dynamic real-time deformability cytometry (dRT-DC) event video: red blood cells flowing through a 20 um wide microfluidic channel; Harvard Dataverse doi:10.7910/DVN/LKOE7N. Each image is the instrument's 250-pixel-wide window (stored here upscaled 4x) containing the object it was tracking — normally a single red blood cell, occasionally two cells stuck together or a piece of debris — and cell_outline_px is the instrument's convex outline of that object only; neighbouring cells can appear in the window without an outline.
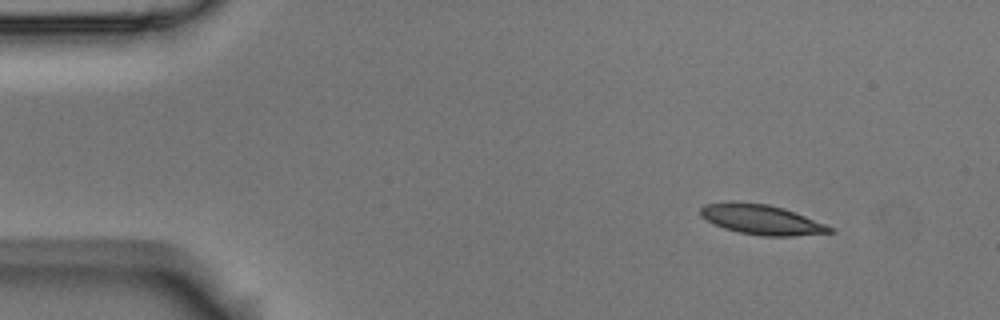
{"species": "Egyptian fruit bat (a non-hibernating species)", "species_latin": "Rousettus aegyptiacus", "temperature_condition": "room temperature", "stored_images_in_passage": 4, "camera_frame_rate_fps": 3000, "um_per_image_px": 0.085, "animal": {"sex": "male"}, "frame": {"image": 1, "passage_image": 1, "time_ms": 0.0, "image_size_px": [1000, 320], "cell_outline_px": [[836, 232], [796, 236], [764, 236], [740, 232], [724, 228], [700, 216], [700, 208], [704, 204], [728, 200], [768, 204], [784, 208], [796, 212], [836, 228]], "centroid_in_image_um": [64.76, 18.65], "position_along_channel_um": 20.2, "area_um2": 22.89}}
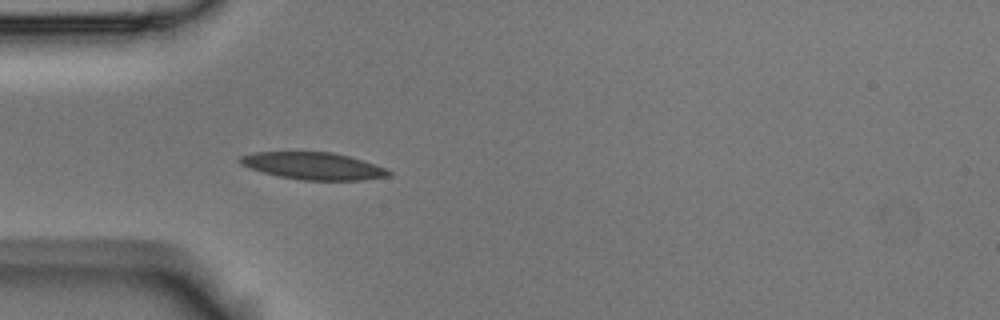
{"frame": {"image": 2, "passage_image": 4, "time_ms": 1.0, "image_size_px": [1000, 320], "cell_outline_px": [[392, 172], [388, 176], [364, 180], [300, 180], [280, 176], [264, 172], [240, 164], [236, 160], [240, 156], [252, 152], [332, 152], [348, 156], [376, 164]], "centroid_in_image_um": [26.62, 14.1], "position_along_channel_um": 58.4, "area_um2": 23.41}}